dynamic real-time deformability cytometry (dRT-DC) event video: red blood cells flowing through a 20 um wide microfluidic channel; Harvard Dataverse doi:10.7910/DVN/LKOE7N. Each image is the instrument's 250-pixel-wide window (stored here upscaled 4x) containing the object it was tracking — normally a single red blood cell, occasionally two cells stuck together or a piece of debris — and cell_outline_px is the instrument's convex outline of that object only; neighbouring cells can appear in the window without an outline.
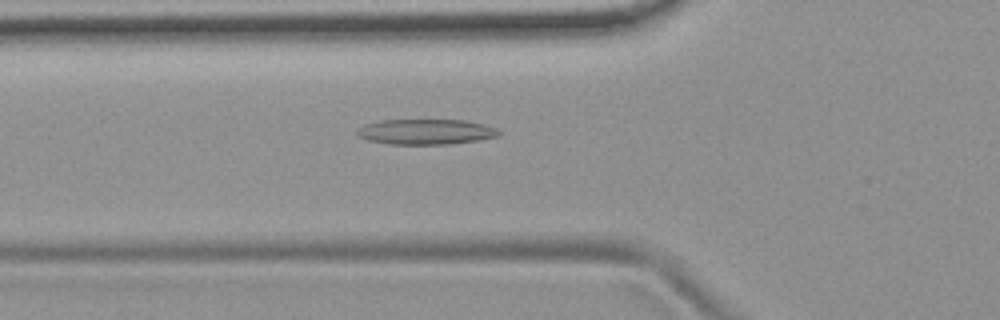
{"species": "common noctule bat (a hibernating species)", "species_latin": "Nyctalus noctula", "temperature_condition": "room temperature", "stored_images_in_passage": 50, "camera_frame_rate_fps": 3000, "um_per_image_px": 0.085, "animal": {"sex": "female", "body_mass_g": 19.9}, "frame": {"image": 1, "passage_image": 16, "time_ms": 5.0, "image_size_px": [1000, 320], "cell_outline_px": [[500, 136], [480, 140], [448, 144], [388, 144], [368, 140], [356, 136], [356, 132], [360, 128], [368, 124], [380, 120], [464, 120], [484, 124], [496, 128], [500, 132]], "centroid_in_image_um": [36.22, 11.2], "position_along_channel_um": 89.6, "area_um2": 20.92}}
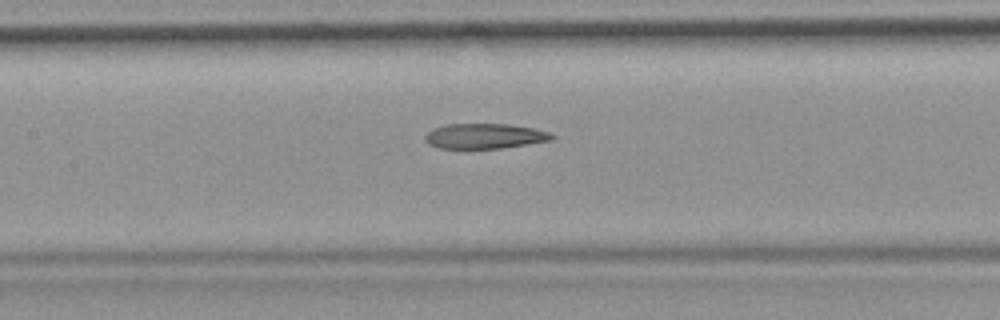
{"frame": {"image": 2, "passage_image": 22, "time_ms": 7.0, "image_size_px": [1000, 320], "cell_outline_px": [[556, 136], [552, 140], [500, 148], [440, 148], [428, 144], [424, 140], [424, 136], [432, 128], [448, 124], [508, 124], [536, 128], [548, 132]], "centroid_in_image_um": [41.18, 11.56], "position_along_channel_um": 166.2, "area_um2": 18.55}}
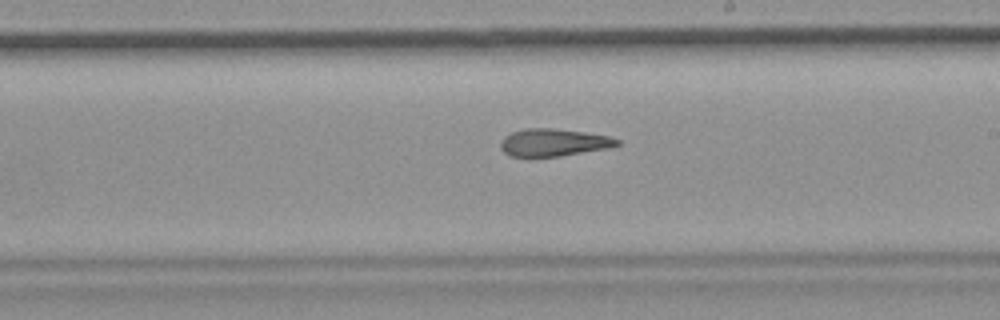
{"frame": {"image": 3, "passage_image": 28, "time_ms": 9.0, "image_size_px": [1000, 320], "cell_outline_px": [[620, 144], [612, 148], [560, 156], [508, 156], [500, 148], [500, 140], [504, 136], [512, 132], [524, 128], [552, 128], [584, 132], [608, 136], [620, 140]], "centroid_in_image_um": [47.05, 12.11], "position_along_channel_um": 241.9, "area_um2": 18.79}, "authors_computed_cell_mechanics": {"area_um2": 20.3456, "velocity_mm_per_s": 3.8106, "shape_relaxation_time_tau1_ms": null, "shape_relaxation_time_tau2_ms": 5.9994, "deformation_change_tau1": null, "deformation_change_tau2": 0.1869}}